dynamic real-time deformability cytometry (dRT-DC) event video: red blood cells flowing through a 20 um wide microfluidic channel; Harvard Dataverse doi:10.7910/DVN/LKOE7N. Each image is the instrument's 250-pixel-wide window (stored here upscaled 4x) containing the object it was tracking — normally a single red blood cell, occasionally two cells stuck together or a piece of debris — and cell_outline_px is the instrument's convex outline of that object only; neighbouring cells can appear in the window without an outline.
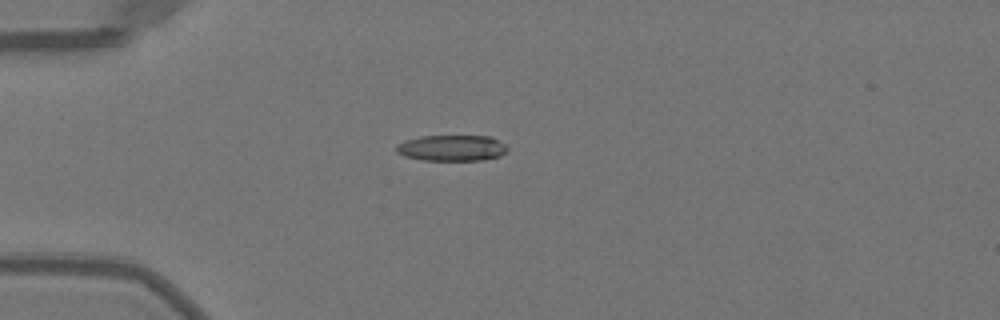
{"species": "Egyptian fruit bat (a non-hibernating species)", "species_latin": "Rousettus aegyptiacus", "temperature_condition": "warm", "stored_images_in_passage": 20, "camera_frame_rate_fps": 3000, "um_per_image_px": 0.085, "animal": {"sex": "female"}, "frame": {"image": 1, "passage_image": 14, "time_ms": 4.333, "image_size_px": [1000, 320], "cell_outline_px": [[508, 148], [500, 156], [484, 160], [424, 160], [404, 156], [396, 152], [396, 144], [404, 140], [420, 136], [492, 136], [504, 144]], "centroid_in_image_um": [38.38, 12.57], "position_along_channel_um": 46.6, "area_um2": 16.88}}
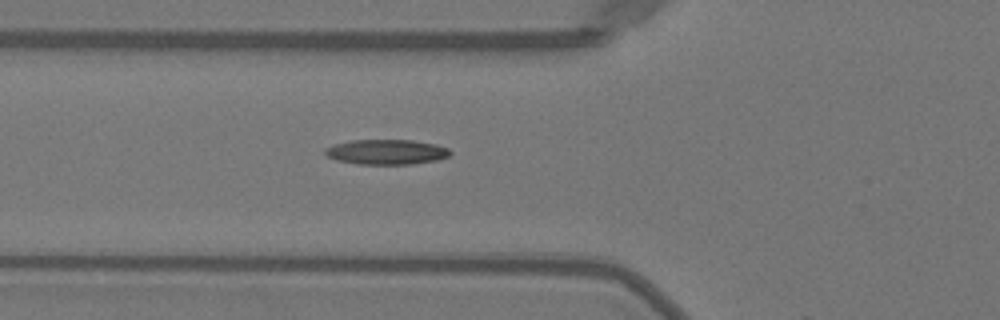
{"frame": {"image": 2, "passage_image": 19, "time_ms": 6.0, "image_size_px": [1000, 320], "cell_outline_px": [[452, 152], [448, 156], [436, 160], [412, 164], [356, 164], [336, 160], [328, 156], [324, 152], [324, 148], [332, 144], [352, 140], [412, 140], [436, 144], [448, 148]], "centroid_in_image_um": [32.82, 12.91], "position_along_channel_um": 93.0, "area_um2": 18.32}}